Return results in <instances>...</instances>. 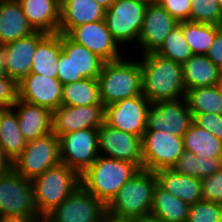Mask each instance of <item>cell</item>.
Instances as JSON below:
<instances>
[{"instance_id": "38", "label": "cell", "mask_w": 222, "mask_h": 222, "mask_svg": "<svg viewBox=\"0 0 222 222\" xmlns=\"http://www.w3.org/2000/svg\"><path fill=\"white\" fill-rule=\"evenodd\" d=\"M202 199L222 204V167L213 175L201 179Z\"/></svg>"}, {"instance_id": "42", "label": "cell", "mask_w": 222, "mask_h": 222, "mask_svg": "<svg viewBox=\"0 0 222 222\" xmlns=\"http://www.w3.org/2000/svg\"><path fill=\"white\" fill-rule=\"evenodd\" d=\"M57 79L64 85L74 82V66L72 60L61 51L58 59Z\"/></svg>"}, {"instance_id": "49", "label": "cell", "mask_w": 222, "mask_h": 222, "mask_svg": "<svg viewBox=\"0 0 222 222\" xmlns=\"http://www.w3.org/2000/svg\"><path fill=\"white\" fill-rule=\"evenodd\" d=\"M129 222H157V221L151 217H147V218L129 219Z\"/></svg>"}, {"instance_id": "40", "label": "cell", "mask_w": 222, "mask_h": 222, "mask_svg": "<svg viewBox=\"0 0 222 222\" xmlns=\"http://www.w3.org/2000/svg\"><path fill=\"white\" fill-rule=\"evenodd\" d=\"M160 5L178 23L190 21L191 0H162Z\"/></svg>"}, {"instance_id": "11", "label": "cell", "mask_w": 222, "mask_h": 222, "mask_svg": "<svg viewBox=\"0 0 222 222\" xmlns=\"http://www.w3.org/2000/svg\"><path fill=\"white\" fill-rule=\"evenodd\" d=\"M141 144L143 169L152 172L172 168L185 152L183 137L165 131H145Z\"/></svg>"}, {"instance_id": "22", "label": "cell", "mask_w": 222, "mask_h": 222, "mask_svg": "<svg viewBox=\"0 0 222 222\" xmlns=\"http://www.w3.org/2000/svg\"><path fill=\"white\" fill-rule=\"evenodd\" d=\"M29 24L35 31L58 33L60 0H18Z\"/></svg>"}, {"instance_id": "23", "label": "cell", "mask_w": 222, "mask_h": 222, "mask_svg": "<svg viewBox=\"0 0 222 222\" xmlns=\"http://www.w3.org/2000/svg\"><path fill=\"white\" fill-rule=\"evenodd\" d=\"M157 184L165 191L191 205L202 199L200 178L179 174L171 168L155 171Z\"/></svg>"}, {"instance_id": "10", "label": "cell", "mask_w": 222, "mask_h": 222, "mask_svg": "<svg viewBox=\"0 0 222 222\" xmlns=\"http://www.w3.org/2000/svg\"><path fill=\"white\" fill-rule=\"evenodd\" d=\"M60 163L59 137L51 132L27 142L24 151L11 164L17 173L32 179Z\"/></svg>"}, {"instance_id": "35", "label": "cell", "mask_w": 222, "mask_h": 222, "mask_svg": "<svg viewBox=\"0 0 222 222\" xmlns=\"http://www.w3.org/2000/svg\"><path fill=\"white\" fill-rule=\"evenodd\" d=\"M155 53L181 65L193 56L190 46L185 40L182 28L179 25L167 35Z\"/></svg>"}, {"instance_id": "5", "label": "cell", "mask_w": 222, "mask_h": 222, "mask_svg": "<svg viewBox=\"0 0 222 222\" xmlns=\"http://www.w3.org/2000/svg\"><path fill=\"white\" fill-rule=\"evenodd\" d=\"M31 182L36 208L44 217L80 185V176L60 163L32 178Z\"/></svg>"}, {"instance_id": "24", "label": "cell", "mask_w": 222, "mask_h": 222, "mask_svg": "<svg viewBox=\"0 0 222 222\" xmlns=\"http://www.w3.org/2000/svg\"><path fill=\"white\" fill-rule=\"evenodd\" d=\"M33 32L18 0H0V46Z\"/></svg>"}, {"instance_id": "7", "label": "cell", "mask_w": 222, "mask_h": 222, "mask_svg": "<svg viewBox=\"0 0 222 222\" xmlns=\"http://www.w3.org/2000/svg\"><path fill=\"white\" fill-rule=\"evenodd\" d=\"M0 216L43 220L35 205L31 179L13 168L0 177Z\"/></svg>"}, {"instance_id": "28", "label": "cell", "mask_w": 222, "mask_h": 222, "mask_svg": "<svg viewBox=\"0 0 222 222\" xmlns=\"http://www.w3.org/2000/svg\"><path fill=\"white\" fill-rule=\"evenodd\" d=\"M190 205L165 191L158 184L154 188L150 217L157 222H186Z\"/></svg>"}, {"instance_id": "25", "label": "cell", "mask_w": 222, "mask_h": 222, "mask_svg": "<svg viewBox=\"0 0 222 222\" xmlns=\"http://www.w3.org/2000/svg\"><path fill=\"white\" fill-rule=\"evenodd\" d=\"M61 50L72 60L74 66V82L84 79H97L104 61L83 45L72 41L61 33Z\"/></svg>"}, {"instance_id": "2", "label": "cell", "mask_w": 222, "mask_h": 222, "mask_svg": "<svg viewBox=\"0 0 222 222\" xmlns=\"http://www.w3.org/2000/svg\"><path fill=\"white\" fill-rule=\"evenodd\" d=\"M131 55L133 54L128 53V56L126 54L119 60L103 63L97 80L101 102L104 106L142 95L140 62L138 55L137 57Z\"/></svg>"}, {"instance_id": "46", "label": "cell", "mask_w": 222, "mask_h": 222, "mask_svg": "<svg viewBox=\"0 0 222 222\" xmlns=\"http://www.w3.org/2000/svg\"><path fill=\"white\" fill-rule=\"evenodd\" d=\"M106 222H129V219L113 216L106 213Z\"/></svg>"}, {"instance_id": "41", "label": "cell", "mask_w": 222, "mask_h": 222, "mask_svg": "<svg viewBox=\"0 0 222 222\" xmlns=\"http://www.w3.org/2000/svg\"><path fill=\"white\" fill-rule=\"evenodd\" d=\"M18 99L17 82L12 78L0 76V107H12Z\"/></svg>"}, {"instance_id": "48", "label": "cell", "mask_w": 222, "mask_h": 222, "mask_svg": "<svg viewBox=\"0 0 222 222\" xmlns=\"http://www.w3.org/2000/svg\"><path fill=\"white\" fill-rule=\"evenodd\" d=\"M99 5H101L104 9H107L111 6V4L114 2V0H94Z\"/></svg>"}, {"instance_id": "36", "label": "cell", "mask_w": 222, "mask_h": 222, "mask_svg": "<svg viewBox=\"0 0 222 222\" xmlns=\"http://www.w3.org/2000/svg\"><path fill=\"white\" fill-rule=\"evenodd\" d=\"M190 22L222 26V6L218 0H191Z\"/></svg>"}, {"instance_id": "9", "label": "cell", "mask_w": 222, "mask_h": 222, "mask_svg": "<svg viewBox=\"0 0 222 222\" xmlns=\"http://www.w3.org/2000/svg\"><path fill=\"white\" fill-rule=\"evenodd\" d=\"M107 213V206L81 184L58 206L48 212L45 222H98Z\"/></svg>"}, {"instance_id": "6", "label": "cell", "mask_w": 222, "mask_h": 222, "mask_svg": "<svg viewBox=\"0 0 222 222\" xmlns=\"http://www.w3.org/2000/svg\"><path fill=\"white\" fill-rule=\"evenodd\" d=\"M146 5L139 0H114L105 10L104 21L113 39L127 54L139 39ZM132 45V46H131ZM131 48V49H130ZM130 49V50H128Z\"/></svg>"}, {"instance_id": "19", "label": "cell", "mask_w": 222, "mask_h": 222, "mask_svg": "<svg viewBox=\"0 0 222 222\" xmlns=\"http://www.w3.org/2000/svg\"><path fill=\"white\" fill-rule=\"evenodd\" d=\"M46 35L44 32L35 31L28 36L2 46L1 51L8 77L18 83L22 78L30 74L37 45Z\"/></svg>"}, {"instance_id": "32", "label": "cell", "mask_w": 222, "mask_h": 222, "mask_svg": "<svg viewBox=\"0 0 222 222\" xmlns=\"http://www.w3.org/2000/svg\"><path fill=\"white\" fill-rule=\"evenodd\" d=\"M222 167V158L199 157L185 151L171 169L179 174L203 179Z\"/></svg>"}, {"instance_id": "18", "label": "cell", "mask_w": 222, "mask_h": 222, "mask_svg": "<svg viewBox=\"0 0 222 222\" xmlns=\"http://www.w3.org/2000/svg\"><path fill=\"white\" fill-rule=\"evenodd\" d=\"M18 99L54 111L62 105L63 84L57 78L30 73L17 83Z\"/></svg>"}, {"instance_id": "15", "label": "cell", "mask_w": 222, "mask_h": 222, "mask_svg": "<svg viewBox=\"0 0 222 222\" xmlns=\"http://www.w3.org/2000/svg\"><path fill=\"white\" fill-rule=\"evenodd\" d=\"M98 146L99 155L129 161L143 169L141 137L103 123L98 127Z\"/></svg>"}, {"instance_id": "29", "label": "cell", "mask_w": 222, "mask_h": 222, "mask_svg": "<svg viewBox=\"0 0 222 222\" xmlns=\"http://www.w3.org/2000/svg\"><path fill=\"white\" fill-rule=\"evenodd\" d=\"M61 33L47 34L37 45L30 73L57 78Z\"/></svg>"}, {"instance_id": "30", "label": "cell", "mask_w": 222, "mask_h": 222, "mask_svg": "<svg viewBox=\"0 0 222 222\" xmlns=\"http://www.w3.org/2000/svg\"><path fill=\"white\" fill-rule=\"evenodd\" d=\"M184 151L199 157L222 158V142L205 129L194 123L184 133Z\"/></svg>"}, {"instance_id": "8", "label": "cell", "mask_w": 222, "mask_h": 222, "mask_svg": "<svg viewBox=\"0 0 222 222\" xmlns=\"http://www.w3.org/2000/svg\"><path fill=\"white\" fill-rule=\"evenodd\" d=\"M60 162L83 174L98 158V128L81 129L59 137Z\"/></svg>"}, {"instance_id": "34", "label": "cell", "mask_w": 222, "mask_h": 222, "mask_svg": "<svg viewBox=\"0 0 222 222\" xmlns=\"http://www.w3.org/2000/svg\"><path fill=\"white\" fill-rule=\"evenodd\" d=\"M185 98L193 116L197 113L222 114V96L216 86L187 90Z\"/></svg>"}, {"instance_id": "17", "label": "cell", "mask_w": 222, "mask_h": 222, "mask_svg": "<svg viewBox=\"0 0 222 222\" xmlns=\"http://www.w3.org/2000/svg\"><path fill=\"white\" fill-rule=\"evenodd\" d=\"M105 106H65L52 112V132L60 137L81 129L98 128L104 123Z\"/></svg>"}, {"instance_id": "13", "label": "cell", "mask_w": 222, "mask_h": 222, "mask_svg": "<svg viewBox=\"0 0 222 222\" xmlns=\"http://www.w3.org/2000/svg\"><path fill=\"white\" fill-rule=\"evenodd\" d=\"M150 105L143 94L109 104L105 106L104 123L142 138Z\"/></svg>"}, {"instance_id": "4", "label": "cell", "mask_w": 222, "mask_h": 222, "mask_svg": "<svg viewBox=\"0 0 222 222\" xmlns=\"http://www.w3.org/2000/svg\"><path fill=\"white\" fill-rule=\"evenodd\" d=\"M156 185L155 172L140 169L107 205V213L126 219L150 217Z\"/></svg>"}, {"instance_id": "20", "label": "cell", "mask_w": 222, "mask_h": 222, "mask_svg": "<svg viewBox=\"0 0 222 222\" xmlns=\"http://www.w3.org/2000/svg\"><path fill=\"white\" fill-rule=\"evenodd\" d=\"M17 114L20 131L29 142L52 132V111L17 99L12 106Z\"/></svg>"}, {"instance_id": "16", "label": "cell", "mask_w": 222, "mask_h": 222, "mask_svg": "<svg viewBox=\"0 0 222 222\" xmlns=\"http://www.w3.org/2000/svg\"><path fill=\"white\" fill-rule=\"evenodd\" d=\"M178 24L161 5H147L139 39L133 50L137 52V48L139 55L155 53Z\"/></svg>"}, {"instance_id": "1", "label": "cell", "mask_w": 222, "mask_h": 222, "mask_svg": "<svg viewBox=\"0 0 222 222\" xmlns=\"http://www.w3.org/2000/svg\"><path fill=\"white\" fill-rule=\"evenodd\" d=\"M142 72V94L151 102L185 97L182 65L149 53L139 56Z\"/></svg>"}, {"instance_id": "33", "label": "cell", "mask_w": 222, "mask_h": 222, "mask_svg": "<svg viewBox=\"0 0 222 222\" xmlns=\"http://www.w3.org/2000/svg\"><path fill=\"white\" fill-rule=\"evenodd\" d=\"M193 55H206L216 37V25L190 21L178 24Z\"/></svg>"}, {"instance_id": "14", "label": "cell", "mask_w": 222, "mask_h": 222, "mask_svg": "<svg viewBox=\"0 0 222 222\" xmlns=\"http://www.w3.org/2000/svg\"><path fill=\"white\" fill-rule=\"evenodd\" d=\"M66 35L72 41L96 54L104 62L119 60L127 53L113 39L104 20L78 25Z\"/></svg>"}, {"instance_id": "47", "label": "cell", "mask_w": 222, "mask_h": 222, "mask_svg": "<svg viewBox=\"0 0 222 222\" xmlns=\"http://www.w3.org/2000/svg\"><path fill=\"white\" fill-rule=\"evenodd\" d=\"M1 50L2 46H0V76H6L5 61Z\"/></svg>"}, {"instance_id": "52", "label": "cell", "mask_w": 222, "mask_h": 222, "mask_svg": "<svg viewBox=\"0 0 222 222\" xmlns=\"http://www.w3.org/2000/svg\"><path fill=\"white\" fill-rule=\"evenodd\" d=\"M98 222H106V214H105L104 217H103L100 221H98Z\"/></svg>"}, {"instance_id": "27", "label": "cell", "mask_w": 222, "mask_h": 222, "mask_svg": "<svg viewBox=\"0 0 222 222\" xmlns=\"http://www.w3.org/2000/svg\"><path fill=\"white\" fill-rule=\"evenodd\" d=\"M184 86L187 90L215 86L221 69L206 55H193L182 65Z\"/></svg>"}, {"instance_id": "21", "label": "cell", "mask_w": 222, "mask_h": 222, "mask_svg": "<svg viewBox=\"0 0 222 222\" xmlns=\"http://www.w3.org/2000/svg\"><path fill=\"white\" fill-rule=\"evenodd\" d=\"M58 33L67 34L73 27L104 20L105 10L94 0H61Z\"/></svg>"}, {"instance_id": "26", "label": "cell", "mask_w": 222, "mask_h": 222, "mask_svg": "<svg viewBox=\"0 0 222 222\" xmlns=\"http://www.w3.org/2000/svg\"><path fill=\"white\" fill-rule=\"evenodd\" d=\"M27 141L20 131L17 114L12 107L0 109V149L12 163L25 149Z\"/></svg>"}, {"instance_id": "43", "label": "cell", "mask_w": 222, "mask_h": 222, "mask_svg": "<svg viewBox=\"0 0 222 222\" xmlns=\"http://www.w3.org/2000/svg\"><path fill=\"white\" fill-rule=\"evenodd\" d=\"M206 56L213 64L222 68V26L216 25V37Z\"/></svg>"}, {"instance_id": "50", "label": "cell", "mask_w": 222, "mask_h": 222, "mask_svg": "<svg viewBox=\"0 0 222 222\" xmlns=\"http://www.w3.org/2000/svg\"><path fill=\"white\" fill-rule=\"evenodd\" d=\"M143 4L147 5H160L162 0H139Z\"/></svg>"}, {"instance_id": "44", "label": "cell", "mask_w": 222, "mask_h": 222, "mask_svg": "<svg viewBox=\"0 0 222 222\" xmlns=\"http://www.w3.org/2000/svg\"><path fill=\"white\" fill-rule=\"evenodd\" d=\"M12 168L11 162L5 157L0 149V177Z\"/></svg>"}, {"instance_id": "37", "label": "cell", "mask_w": 222, "mask_h": 222, "mask_svg": "<svg viewBox=\"0 0 222 222\" xmlns=\"http://www.w3.org/2000/svg\"><path fill=\"white\" fill-rule=\"evenodd\" d=\"M222 204L201 200L190 205L186 222H220Z\"/></svg>"}, {"instance_id": "39", "label": "cell", "mask_w": 222, "mask_h": 222, "mask_svg": "<svg viewBox=\"0 0 222 222\" xmlns=\"http://www.w3.org/2000/svg\"><path fill=\"white\" fill-rule=\"evenodd\" d=\"M193 123L209 131L222 142V114L197 113L193 116Z\"/></svg>"}, {"instance_id": "45", "label": "cell", "mask_w": 222, "mask_h": 222, "mask_svg": "<svg viewBox=\"0 0 222 222\" xmlns=\"http://www.w3.org/2000/svg\"><path fill=\"white\" fill-rule=\"evenodd\" d=\"M37 219L13 218L0 216V222H37Z\"/></svg>"}, {"instance_id": "12", "label": "cell", "mask_w": 222, "mask_h": 222, "mask_svg": "<svg viewBox=\"0 0 222 222\" xmlns=\"http://www.w3.org/2000/svg\"><path fill=\"white\" fill-rule=\"evenodd\" d=\"M193 123L187 100H162L151 103L147 112L145 131H165L182 137Z\"/></svg>"}, {"instance_id": "3", "label": "cell", "mask_w": 222, "mask_h": 222, "mask_svg": "<svg viewBox=\"0 0 222 222\" xmlns=\"http://www.w3.org/2000/svg\"><path fill=\"white\" fill-rule=\"evenodd\" d=\"M139 170L132 162L99 155L80 175V184L107 206Z\"/></svg>"}, {"instance_id": "51", "label": "cell", "mask_w": 222, "mask_h": 222, "mask_svg": "<svg viewBox=\"0 0 222 222\" xmlns=\"http://www.w3.org/2000/svg\"><path fill=\"white\" fill-rule=\"evenodd\" d=\"M215 86L217 87L219 93L222 96V74L220 75L219 80L216 82Z\"/></svg>"}, {"instance_id": "53", "label": "cell", "mask_w": 222, "mask_h": 222, "mask_svg": "<svg viewBox=\"0 0 222 222\" xmlns=\"http://www.w3.org/2000/svg\"><path fill=\"white\" fill-rule=\"evenodd\" d=\"M220 222H222V210H221V215H220Z\"/></svg>"}, {"instance_id": "31", "label": "cell", "mask_w": 222, "mask_h": 222, "mask_svg": "<svg viewBox=\"0 0 222 222\" xmlns=\"http://www.w3.org/2000/svg\"><path fill=\"white\" fill-rule=\"evenodd\" d=\"M62 105H103L100 98L98 80L84 78L73 83L64 84L62 90Z\"/></svg>"}]
</instances>
